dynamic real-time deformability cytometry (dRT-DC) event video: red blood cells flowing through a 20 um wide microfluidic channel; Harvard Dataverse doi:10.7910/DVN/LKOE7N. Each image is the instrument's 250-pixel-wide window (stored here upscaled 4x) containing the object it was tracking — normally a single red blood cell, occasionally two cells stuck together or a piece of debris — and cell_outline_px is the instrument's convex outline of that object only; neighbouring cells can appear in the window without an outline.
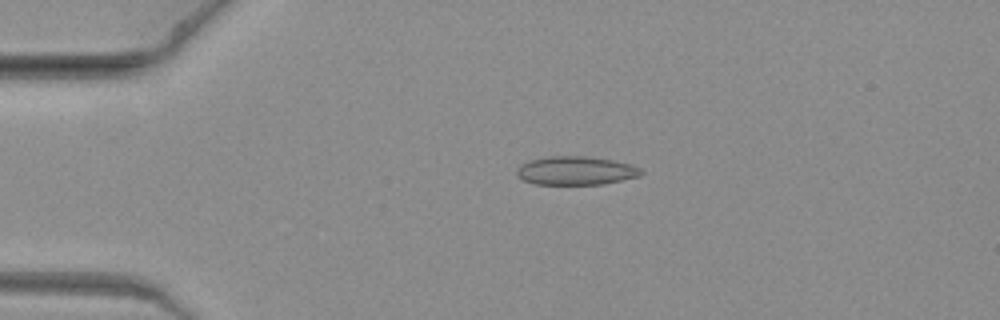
{"species": "common noctule bat (a hibernating species)", "species_latin": "Nyctalus noctula", "temperature_condition": "warm", "stored_images_in_passage": 9, "camera_frame_rate_fps": 3000, "um_per_image_px": 0.085, "animal": {"sex": "female", "body_mass_g": 19.3, "forearm_length_mm": 54.1}, "frame": {"image": 1, "passage_image": 4, "time_ms": 1.0, "image_size_px": [1000, 320], "cell_outline_px": [[644, 172], [640, 176], [600, 184], [536, 184], [524, 180], [516, 176], [516, 168], [520, 164], [528, 160], [548, 156], [584, 156], [612, 160], [628, 164], [640, 168]], "centroid_in_image_um": [48.88, 14.5], "position_along_channel_um": 36.1, "area_um2": 20.63}}
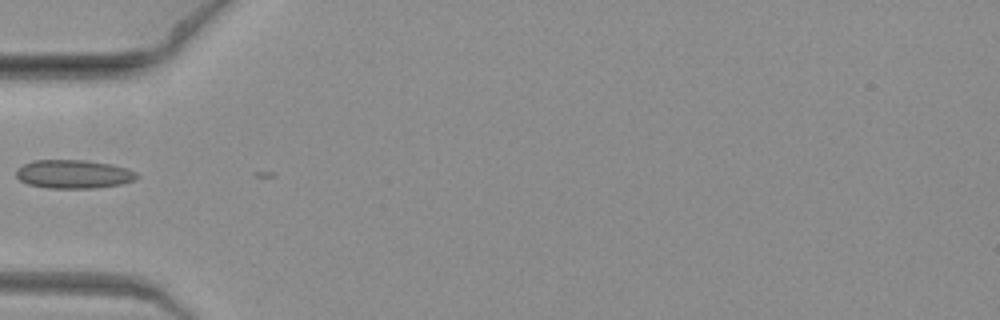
{"frame": {"image": 2, "passage_image": 7, "time_ms": 2.0, "image_size_px": [1000, 320], "cell_outline_px": [[140, 176], [132, 180], [120, 184], [92, 188], [48, 188], [28, 184], [20, 180], [16, 176], [16, 172], [24, 164], [36, 160], [84, 160], [112, 164], [128, 168], [136, 172]], "centroid_in_image_um": [6.28, 14.8], "position_along_channel_um": 78.7, "area_um2": 19.94}}
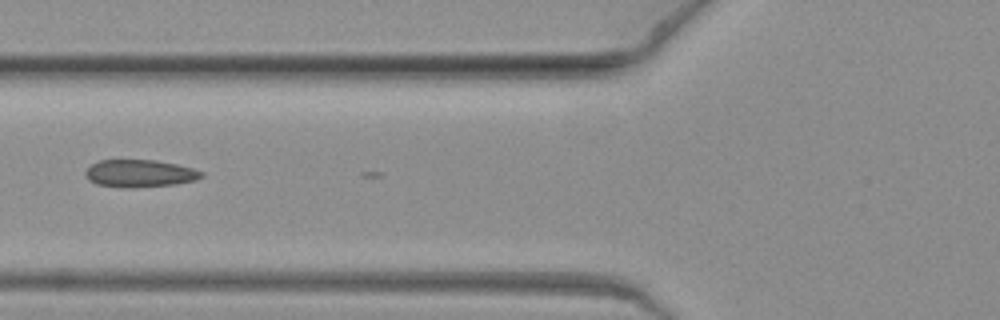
{"frame": {"image": 3, "passage_image": 8, "time_ms": 2.333, "image_size_px": [1000, 320], "cell_outline_px": [[204, 176], [196, 180], [176, 184], [128, 188], [124, 188], [96, 184], [88, 180], [84, 172], [92, 164], [100, 160], [156, 160], [176, 164], [192, 168], [204, 172]], "centroid_in_image_um": [11.88, 14.74], "position_along_channel_um": 113.9, "area_um2": 18.61}}